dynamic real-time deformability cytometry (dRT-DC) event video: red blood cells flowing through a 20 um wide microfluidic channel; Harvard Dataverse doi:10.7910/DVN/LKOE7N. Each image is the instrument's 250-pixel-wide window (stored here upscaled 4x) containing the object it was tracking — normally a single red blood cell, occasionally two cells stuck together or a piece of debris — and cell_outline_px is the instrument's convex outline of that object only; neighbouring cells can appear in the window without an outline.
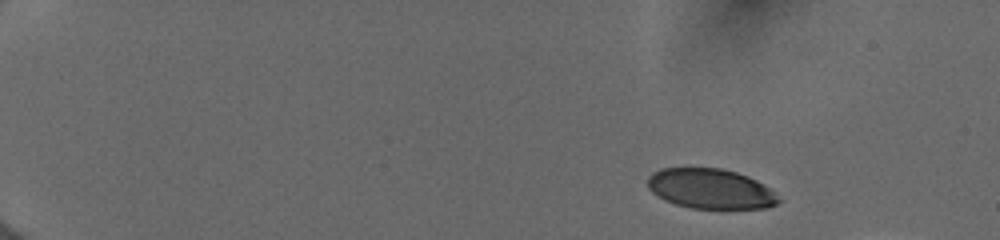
{"species": "human", "species_latin": "Homo sapiens", "temperature_condition": "cold", "stored_images_in_passage": 26, "camera_frame_rate_fps": 3000, "um_per_image_px": 0.085, "donor": {"sex": "female"}, "frame": {"image": 1, "passage_image": 1, "time_ms": 0.0, "image_size_px": [1000, 240], "cell_outline_px": [[784, 200], [768, 208], [692, 208], [676, 204], [664, 200], [652, 192], [648, 188], [648, 176], [652, 172], [660, 168], [720, 168], [736, 172], [748, 176], [764, 184]], "centroid_in_image_um": [60.41, 16.04], "position_along_channel_um": 24.6, "area_um2": 30.63}}
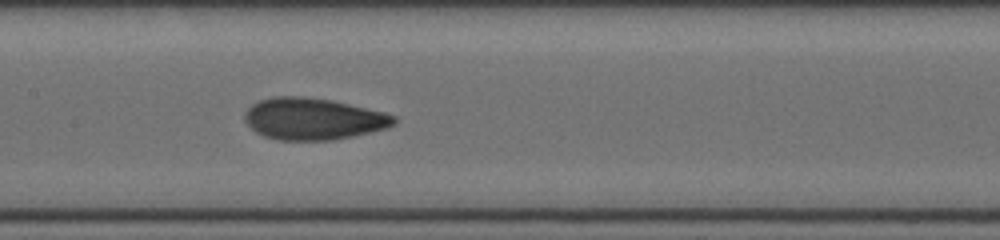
{"frame": {"image": 2, "passage_image": 14, "time_ms": 7.333, "image_size_px": [1000, 240], "cell_outline_px": [[396, 124], [388, 128], [352, 136], [332, 140], [280, 140], [264, 136], [256, 132], [244, 120], [244, 112], [252, 104], [260, 100], [272, 96], [304, 96], [332, 100], [384, 112], [396, 116]], "centroid_in_image_um": [26.62, 10.09], "position_along_channel_um": 180.8, "area_um2": 36.41}}
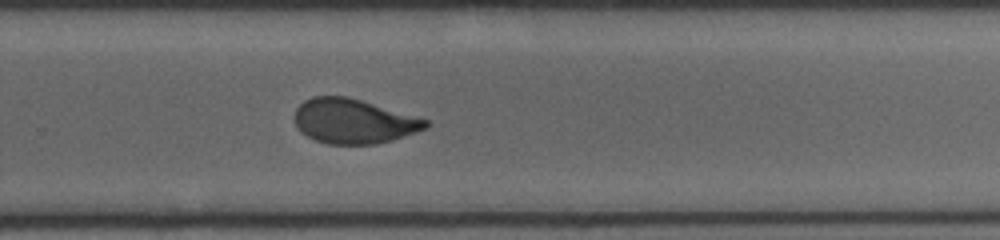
{"frame": {"image": 3, "passage_image": 26, "time_ms": 10.333, "image_size_px": [1000, 240], "cell_outline_px": [[428, 124], [424, 128], [416, 132], [392, 140], [376, 144], [328, 144], [316, 140], [300, 132], [296, 124], [296, 108], [304, 100], [312, 96], [348, 96], [428, 120]], "centroid_in_image_um": [30.02, 10.3], "position_along_channel_um": 299.8, "area_um2": 33.76}}